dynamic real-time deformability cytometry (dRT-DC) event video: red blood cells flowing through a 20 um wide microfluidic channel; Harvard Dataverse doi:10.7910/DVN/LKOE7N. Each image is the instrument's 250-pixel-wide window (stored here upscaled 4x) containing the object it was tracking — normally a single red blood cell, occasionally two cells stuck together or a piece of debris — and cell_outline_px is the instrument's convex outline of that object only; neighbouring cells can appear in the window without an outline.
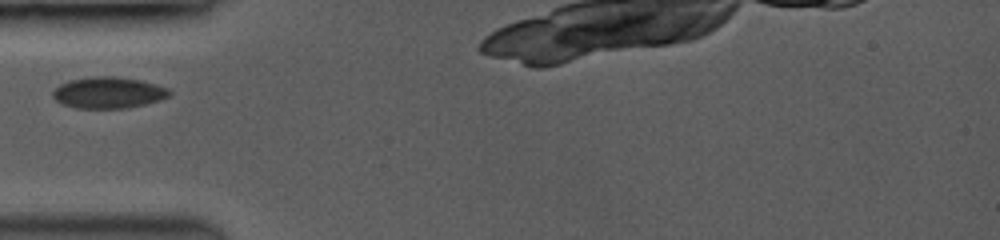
{"species": "common noctule bat (a hibernating species)", "species_latin": "Nyctalus noctula", "temperature_condition": "room temperature", "stored_images_in_passage": 32, "camera_frame_rate_fps": 3500, "um_per_image_px": 0.085, "animal": {"sex": "female", "body_mass_g": 19.0, "forearm_length_mm": 53.3}, "frame": {"image": 1, "passage_image": 1, "time_ms": 0.0, "image_size_px": [1000, 240], "cell_outline_px": [[172, 92], [168, 96], [144, 104], [124, 108], [80, 108], [64, 104], [56, 100], [52, 96], [52, 92], [60, 84], [68, 80], [92, 76], [116, 76], [140, 80], [168, 88]], "centroid_in_image_um": [9.18, 7.86], "position_along_channel_um": 75.8, "area_um2": 21.04}}
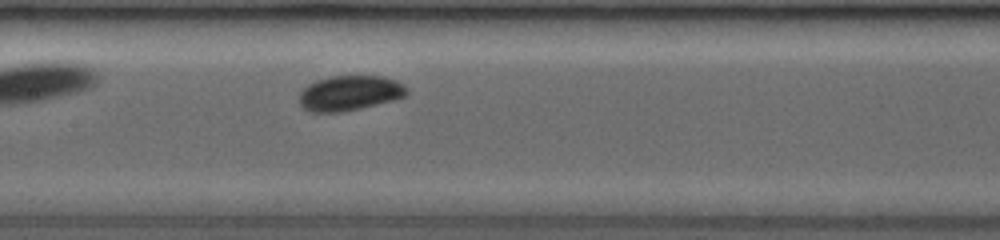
{"frame": {"image": 2, "passage_image": 10, "time_ms": 2.571, "image_size_px": [1000, 240], "cell_outline_px": [[408, 92], [404, 96], [392, 100], [356, 108], [336, 112], [312, 112], [304, 108], [300, 104], [300, 92], [308, 84], [316, 80], [332, 76], [380, 76], [396, 80], [404, 84], [408, 88]], "centroid_in_image_um": [29.71, 7.89], "position_along_channel_um": 177.7, "area_um2": 21.56}}
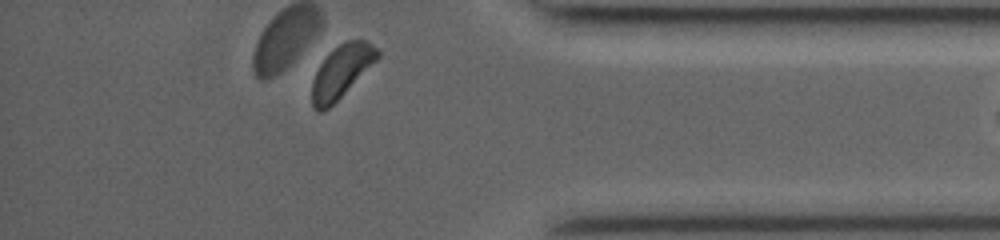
{"frame": {"image": 3, "passage_image": 31, "time_ms": 8.571, "image_size_px": [1000, 240], "cell_outline_px": [[380, 56], [324, 112], [316, 112], [312, 108], [312, 80], [320, 64], [328, 52], [340, 44], [348, 40], [364, 40], [376, 48], [380, 52]], "centroid_in_image_um": [28.97, 6.08], "position_along_channel_um": 406.2, "area_um2": 19.65}}